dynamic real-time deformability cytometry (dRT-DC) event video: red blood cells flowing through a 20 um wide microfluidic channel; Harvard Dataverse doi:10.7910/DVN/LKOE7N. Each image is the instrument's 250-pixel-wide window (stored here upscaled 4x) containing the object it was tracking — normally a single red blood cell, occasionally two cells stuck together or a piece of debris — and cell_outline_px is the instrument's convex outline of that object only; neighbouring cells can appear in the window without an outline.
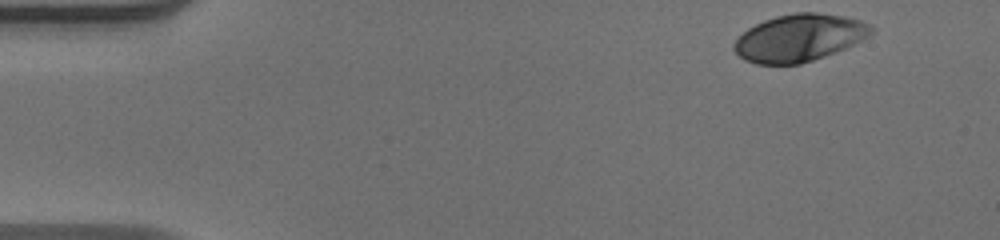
{"species": "human", "species_latin": "Homo sapiens", "temperature_condition": "warm", "stored_images_in_passage": 48, "camera_frame_rate_fps": 3000, "um_per_image_px": 0.085, "donor": {"sex": "male"}, "frame": {"image": 1, "passage_image": 1, "time_ms": 0.0, "image_size_px": [1000, 240], "cell_outline_px": [[872, 32], [868, 36], [844, 48], [824, 56], [800, 64], [756, 64], [744, 60], [732, 48], [732, 44], [748, 28], [764, 20], [776, 16], [796, 12], [816, 12], [844, 16], [860, 20], [868, 24], [872, 28]], "centroid_in_image_um": [67.9, 3.21], "position_along_channel_um": 17.1, "area_um2": 37.4}}
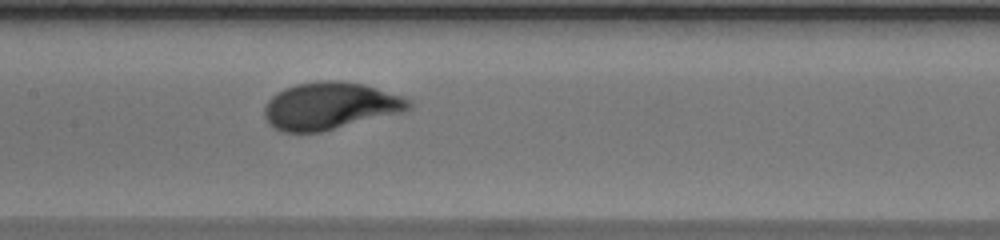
{"frame": {"image": 2, "passage_image": 22, "time_ms": 7.0, "image_size_px": [1000, 240], "cell_outline_px": [[412, 108], [400, 112], [320, 132], [280, 132], [272, 128], [264, 116], [264, 108], [268, 100], [276, 92], [284, 88], [296, 84], [316, 80], [340, 80], [364, 84], [404, 96], [412, 100]], "centroid_in_image_um": [28.03, 8.98], "position_along_channel_um": 179.4, "area_um2": 39.94}}
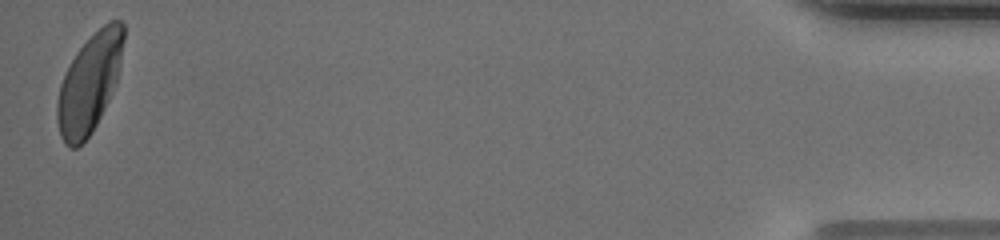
{"frame": {"image": 3, "passage_image": 48, "time_ms": 15.667, "image_size_px": [1000, 240], "cell_outline_px": [[124, 40], [116, 84], [92, 132], [76, 148], [72, 148], [64, 144], [60, 136], [56, 120], [56, 104], [60, 84], [76, 52], [108, 20], [120, 20], [124, 24]], "centroid_in_image_um": [7.59, 7.1], "position_along_channel_um": 427.6, "area_um2": 37.69}, "authors_computed_cell_mechanics": {"area_um2": 37.4544, "velocity_mm_per_s": 3.9179, "shape_relaxation_time_tau1_ms": 2.7416, "shape_relaxation_time_tau2_ms": null, "deformation_change_tau1": 0.1892, "deformation_change_tau2": null}}